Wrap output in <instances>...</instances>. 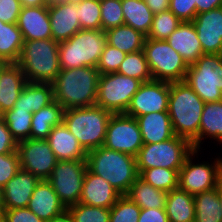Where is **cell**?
Masks as SVG:
<instances>
[{"label": "cell", "instance_id": "obj_1", "mask_svg": "<svg viewBox=\"0 0 222 222\" xmlns=\"http://www.w3.org/2000/svg\"><path fill=\"white\" fill-rule=\"evenodd\" d=\"M99 76L95 67L60 70L52 82L54 100L64 110L95 105Z\"/></svg>", "mask_w": 222, "mask_h": 222}, {"label": "cell", "instance_id": "obj_2", "mask_svg": "<svg viewBox=\"0 0 222 222\" xmlns=\"http://www.w3.org/2000/svg\"><path fill=\"white\" fill-rule=\"evenodd\" d=\"M87 168L126 195L139 177L136 157L104 146L87 152Z\"/></svg>", "mask_w": 222, "mask_h": 222}, {"label": "cell", "instance_id": "obj_3", "mask_svg": "<svg viewBox=\"0 0 222 222\" xmlns=\"http://www.w3.org/2000/svg\"><path fill=\"white\" fill-rule=\"evenodd\" d=\"M204 104L185 81L170 83L168 114L176 136L191 143L198 137Z\"/></svg>", "mask_w": 222, "mask_h": 222}, {"label": "cell", "instance_id": "obj_4", "mask_svg": "<svg viewBox=\"0 0 222 222\" xmlns=\"http://www.w3.org/2000/svg\"><path fill=\"white\" fill-rule=\"evenodd\" d=\"M59 43L54 39L24 41L17 64L27 82L52 83L60 72Z\"/></svg>", "mask_w": 222, "mask_h": 222}, {"label": "cell", "instance_id": "obj_5", "mask_svg": "<svg viewBox=\"0 0 222 222\" xmlns=\"http://www.w3.org/2000/svg\"><path fill=\"white\" fill-rule=\"evenodd\" d=\"M112 113L98 105L64 110L63 122L86 152L104 145Z\"/></svg>", "mask_w": 222, "mask_h": 222}, {"label": "cell", "instance_id": "obj_6", "mask_svg": "<svg viewBox=\"0 0 222 222\" xmlns=\"http://www.w3.org/2000/svg\"><path fill=\"white\" fill-rule=\"evenodd\" d=\"M106 44L107 36L103 30H79L67 41L59 43L61 70L85 66L96 68Z\"/></svg>", "mask_w": 222, "mask_h": 222}, {"label": "cell", "instance_id": "obj_7", "mask_svg": "<svg viewBox=\"0 0 222 222\" xmlns=\"http://www.w3.org/2000/svg\"><path fill=\"white\" fill-rule=\"evenodd\" d=\"M194 150L191 142L178 136L163 142L144 144L136 156L138 174L155 167L181 169Z\"/></svg>", "mask_w": 222, "mask_h": 222}, {"label": "cell", "instance_id": "obj_8", "mask_svg": "<svg viewBox=\"0 0 222 222\" xmlns=\"http://www.w3.org/2000/svg\"><path fill=\"white\" fill-rule=\"evenodd\" d=\"M143 51L153 80L169 83L185 80L189 65L166 40L146 38Z\"/></svg>", "mask_w": 222, "mask_h": 222}, {"label": "cell", "instance_id": "obj_9", "mask_svg": "<svg viewBox=\"0 0 222 222\" xmlns=\"http://www.w3.org/2000/svg\"><path fill=\"white\" fill-rule=\"evenodd\" d=\"M205 102L222 100V57L203 54L190 64L184 80Z\"/></svg>", "mask_w": 222, "mask_h": 222}, {"label": "cell", "instance_id": "obj_10", "mask_svg": "<svg viewBox=\"0 0 222 222\" xmlns=\"http://www.w3.org/2000/svg\"><path fill=\"white\" fill-rule=\"evenodd\" d=\"M142 82L117 72L100 74L96 105L112 114L125 113Z\"/></svg>", "mask_w": 222, "mask_h": 222}, {"label": "cell", "instance_id": "obj_11", "mask_svg": "<svg viewBox=\"0 0 222 222\" xmlns=\"http://www.w3.org/2000/svg\"><path fill=\"white\" fill-rule=\"evenodd\" d=\"M87 169L86 160L58 161L53 168L48 181L65 208L79 203Z\"/></svg>", "mask_w": 222, "mask_h": 222}, {"label": "cell", "instance_id": "obj_12", "mask_svg": "<svg viewBox=\"0 0 222 222\" xmlns=\"http://www.w3.org/2000/svg\"><path fill=\"white\" fill-rule=\"evenodd\" d=\"M198 152L194 150L187 157L178 177V187L192 195L216 188L222 178V158H216L211 165L205 161L195 164L192 160Z\"/></svg>", "mask_w": 222, "mask_h": 222}, {"label": "cell", "instance_id": "obj_13", "mask_svg": "<svg viewBox=\"0 0 222 222\" xmlns=\"http://www.w3.org/2000/svg\"><path fill=\"white\" fill-rule=\"evenodd\" d=\"M143 145L136 118L125 113L111 115L107 124L104 147L136 157Z\"/></svg>", "mask_w": 222, "mask_h": 222}, {"label": "cell", "instance_id": "obj_14", "mask_svg": "<svg viewBox=\"0 0 222 222\" xmlns=\"http://www.w3.org/2000/svg\"><path fill=\"white\" fill-rule=\"evenodd\" d=\"M20 169L31 172L39 180H48L58 160L46 139L20 141L17 146Z\"/></svg>", "mask_w": 222, "mask_h": 222}, {"label": "cell", "instance_id": "obj_15", "mask_svg": "<svg viewBox=\"0 0 222 222\" xmlns=\"http://www.w3.org/2000/svg\"><path fill=\"white\" fill-rule=\"evenodd\" d=\"M169 95V82L155 80L144 82L132 97L125 114L137 118L153 112L168 111Z\"/></svg>", "mask_w": 222, "mask_h": 222}, {"label": "cell", "instance_id": "obj_16", "mask_svg": "<svg viewBox=\"0 0 222 222\" xmlns=\"http://www.w3.org/2000/svg\"><path fill=\"white\" fill-rule=\"evenodd\" d=\"M39 181L31 172L20 169L1 188L0 210L27 207L35 186Z\"/></svg>", "mask_w": 222, "mask_h": 222}, {"label": "cell", "instance_id": "obj_17", "mask_svg": "<svg viewBox=\"0 0 222 222\" xmlns=\"http://www.w3.org/2000/svg\"><path fill=\"white\" fill-rule=\"evenodd\" d=\"M204 54H220L222 49V7L196 14L192 21Z\"/></svg>", "mask_w": 222, "mask_h": 222}, {"label": "cell", "instance_id": "obj_18", "mask_svg": "<svg viewBox=\"0 0 222 222\" xmlns=\"http://www.w3.org/2000/svg\"><path fill=\"white\" fill-rule=\"evenodd\" d=\"M52 39L60 43L67 41L81 30L77 4L59 2L48 5Z\"/></svg>", "mask_w": 222, "mask_h": 222}, {"label": "cell", "instance_id": "obj_19", "mask_svg": "<svg viewBox=\"0 0 222 222\" xmlns=\"http://www.w3.org/2000/svg\"><path fill=\"white\" fill-rule=\"evenodd\" d=\"M121 194L105 179L87 169L79 203L111 208Z\"/></svg>", "mask_w": 222, "mask_h": 222}, {"label": "cell", "instance_id": "obj_20", "mask_svg": "<svg viewBox=\"0 0 222 222\" xmlns=\"http://www.w3.org/2000/svg\"><path fill=\"white\" fill-rule=\"evenodd\" d=\"M17 26L24 41L52 38L48 5L22 7Z\"/></svg>", "mask_w": 222, "mask_h": 222}, {"label": "cell", "instance_id": "obj_21", "mask_svg": "<svg viewBox=\"0 0 222 222\" xmlns=\"http://www.w3.org/2000/svg\"><path fill=\"white\" fill-rule=\"evenodd\" d=\"M26 83L17 63H0V116L14 107Z\"/></svg>", "mask_w": 222, "mask_h": 222}, {"label": "cell", "instance_id": "obj_22", "mask_svg": "<svg viewBox=\"0 0 222 222\" xmlns=\"http://www.w3.org/2000/svg\"><path fill=\"white\" fill-rule=\"evenodd\" d=\"M27 207L45 222L66 210L48 180L37 183Z\"/></svg>", "mask_w": 222, "mask_h": 222}, {"label": "cell", "instance_id": "obj_23", "mask_svg": "<svg viewBox=\"0 0 222 222\" xmlns=\"http://www.w3.org/2000/svg\"><path fill=\"white\" fill-rule=\"evenodd\" d=\"M166 41L188 65L195 63L204 54L192 21L181 22Z\"/></svg>", "mask_w": 222, "mask_h": 222}, {"label": "cell", "instance_id": "obj_24", "mask_svg": "<svg viewBox=\"0 0 222 222\" xmlns=\"http://www.w3.org/2000/svg\"><path fill=\"white\" fill-rule=\"evenodd\" d=\"M46 140L58 161L87 159V152L64 122L53 127Z\"/></svg>", "mask_w": 222, "mask_h": 222}, {"label": "cell", "instance_id": "obj_25", "mask_svg": "<svg viewBox=\"0 0 222 222\" xmlns=\"http://www.w3.org/2000/svg\"><path fill=\"white\" fill-rule=\"evenodd\" d=\"M136 119L144 144L163 142L176 136L168 111L153 112Z\"/></svg>", "mask_w": 222, "mask_h": 222}, {"label": "cell", "instance_id": "obj_26", "mask_svg": "<svg viewBox=\"0 0 222 222\" xmlns=\"http://www.w3.org/2000/svg\"><path fill=\"white\" fill-rule=\"evenodd\" d=\"M54 101L52 83L27 82L13 108L36 113Z\"/></svg>", "mask_w": 222, "mask_h": 222}, {"label": "cell", "instance_id": "obj_27", "mask_svg": "<svg viewBox=\"0 0 222 222\" xmlns=\"http://www.w3.org/2000/svg\"><path fill=\"white\" fill-rule=\"evenodd\" d=\"M211 138L222 143V100L205 103L201 115L198 137L192 142L195 150H199L202 139Z\"/></svg>", "mask_w": 222, "mask_h": 222}, {"label": "cell", "instance_id": "obj_28", "mask_svg": "<svg viewBox=\"0 0 222 222\" xmlns=\"http://www.w3.org/2000/svg\"><path fill=\"white\" fill-rule=\"evenodd\" d=\"M165 211L169 222H194V195L179 187L168 192Z\"/></svg>", "mask_w": 222, "mask_h": 222}, {"label": "cell", "instance_id": "obj_29", "mask_svg": "<svg viewBox=\"0 0 222 222\" xmlns=\"http://www.w3.org/2000/svg\"><path fill=\"white\" fill-rule=\"evenodd\" d=\"M64 108L55 100L32 114L30 138L47 139L53 127L63 122Z\"/></svg>", "mask_w": 222, "mask_h": 222}, {"label": "cell", "instance_id": "obj_30", "mask_svg": "<svg viewBox=\"0 0 222 222\" xmlns=\"http://www.w3.org/2000/svg\"><path fill=\"white\" fill-rule=\"evenodd\" d=\"M168 192L155 188L138 177L126 194L141 209H165Z\"/></svg>", "mask_w": 222, "mask_h": 222}, {"label": "cell", "instance_id": "obj_31", "mask_svg": "<svg viewBox=\"0 0 222 222\" xmlns=\"http://www.w3.org/2000/svg\"><path fill=\"white\" fill-rule=\"evenodd\" d=\"M124 24L148 36L154 13L144 0H121Z\"/></svg>", "mask_w": 222, "mask_h": 222}, {"label": "cell", "instance_id": "obj_32", "mask_svg": "<svg viewBox=\"0 0 222 222\" xmlns=\"http://www.w3.org/2000/svg\"><path fill=\"white\" fill-rule=\"evenodd\" d=\"M107 44L129 54L143 50L146 36L130 26L121 25L105 31Z\"/></svg>", "mask_w": 222, "mask_h": 222}, {"label": "cell", "instance_id": "obj_33", "mask_svg": "<svg viewBox=\"0 0 222 222\" xmlns=\"http://www.w3.org/2000/svg\"><path fill=\"white\" fill-rule=\"evenodd\" d=\"M24 39L17 23H1L0 63H17Z\"/></svg>", "mask_w": 222, "mask_h": 222}, {"label": "cell", "instance_id": "obj_34", "mask_svg": "<svg viewBox=\"0 0 222 222\" xmlns=\"http://www.w3.org/2000/svg\"><path fill=\"white\" fill-rule=\"evenodd\" d=\"M194 222H222V208L217 189L194 195Z\"/></svg>", "mask_w": 222, "mask_h": 222}, {"label": "cell", "instance_id": "obj_35", "mask_svg": "<svg viewBox=\"0 0 222 222\" xmlns=\"http://www.w3.org/2000/svg\"><path fill=\"white\" fill-rule=\"evenodd\" d=\"M32 114L27 110L12 108L1 115L17 143L30 138Z\"/></svg>", "mask_w": 222, "mask_h": 222}, {"label": "cell", "instance_id": "obj_36", "mask_svg": "<svg viewBox=\"0 0 222 222\" xmlns=\"http://www.w3.org/2000/svg\"><path fill=\"white\" fill-rule=\"evenodd\" d=\"M117 73L136 78L142 83L153 80L143 50L127 54Z\"/></svg>", "mask_w": 222, "mask_h": 222}, {"label": "cell", "instance_id": "obj_37", "mask_svg": "<svg viewBox=\"0 0 222 222\" xmlns=\"http://www.w3.org/2000/svg\"><path fill=\"white\" fill-rule=\"evenodd\" d=\"M179 170L155 167L143 170L139 177L157 189L170 192L178 188Z\"/></svg>", "mask_w": 222, "mask_h": 222}, {"label": "cell", "instance_id": "obj_38", "mask_svg": "<svg viewBox=\"0 0 222 222\" xmlns=\"http://www.w3.org/2000/svg\"><path fill=\"white\" fill-rule=\"evenodd\" d=\"M181 22L170 10L154 14L152 26L146 38L166 40Z\"/></svg>", "mask_w": 222, "mask_h": 222}, {"label": "cell", "instance_id": "obj_39", "mask_svg": "<svg viewBox=\"0 0 222 222\" xmlns=\"http://www.w3.org/2000/svg\"><path fill=\"white\" fill-rule=\"evenodd\" d=\"M66 210L70 213L73 222H109L110 219V208L77 203Z\"/></svg>", "mask_w": 222, "mask_h": 222}, {"label": "cell", "instance_id": "obj_40", "mask_svg": "<svg viewBox=\"0 0 222 222\" xmlns=\"http://www.w3.org/2000/svg\"><path fill=\"white\" fill-rule=\"evenodd\" d=\"M81 29L101 30L100 0H84L77 4Z\"/></svg>", "mask_w": 222, "mask_h": 222}, {"label": "cell", "instance_id": "obj_41", "mask_svg": "<svg viewBox=\"0 0 222 222\" xmlns=\"http://www.w3.org/2000/svg\"><path fill=\"white\" fill-rule=\"evenodd\" d=\"M141 208L128 196L121 195L110 208L109 222H138Z\"/></svg>", "mask_w": 222, "mask_h": 222}, {"label": "cell", "instance_id": "obj_42", "mask_svg": "<svg viewBox=\"0 0 222 222\" xmlns=\"http://www.w3.org/2000/svg\"><path fill=\"white\" fill-rule=\"evenodd\" d=\"M101 30L124 25L121 0H100Z\"/></svg>", "mask_w": 222, "mask_h": 222}, {"label": "cell", "instance_id": "obj_43", "mask_svg": "<svg viewBox=\"0 0 222 222\" xmlns=\"http://www.w3.org/2000/svg\"><path fill=\"white\" fill-rule=\"evenodd\" d=\"M126 55L116 47L106 44L96 68L100 74L115 73Z\"/></svg>", "mask_w": 222, "mask_h": 222}, {"label": "cell", "instance_id": "obj_44", "mask_svg": "<svg viewBox=\"0 0 222 222\" xmlns=\"http://www.w3.org/2000/svg\"><path fill=\"white\" fill-rule=\"evenodd\" d=\"M20 170V159L18 151L9 154H0V188Z\"/></svg>", "mask_w": 222, "mask_h": 222}, {"label": "cell", "instance_id": "obj_45", "mask_svg": "<svg viewBox=\"0 0 222 222\" xmlns=\"http://www.w3.org/2000/svg\"><path fill=\"white\" fill-rule=\"evenodd\" d=\"M196 1L197 0H170L169 10L182 22L193 21L197 14Z\"/></svg>", "mask_w": 222, "mask_h": 222}, {"label": "cell", "instance_id": "obj_46", "mask_svg": "<svg viewBox=\"0 0 222 222\" xmlns=\"http://www.w3.org/2000/svg\"><path fill=\"white\" fill-rule=\"evenodd\" d=\"M7 222H45L37 217L28 207L1 210Z\"/></svg>", "mask_w": 222, "mask_h": 222}, {"label": "cell", "instance_id": "obj_47", "mask_svg": "<svg viewBox=\"0 0 222 222\" xmlns=\"http://www.w3.org/2000/svg\"><path fill=\"white\" fill-rule=\"evenodd\" d=\"M21 8L18 0H0V20L4 23H17Z\"/></svg>", "mask_w": 222, "mask_h": 222}, {"label": "cell", "instance_id": "obj_48", "mask_svg": "<svg viewBox=\"0 0 222 222\" xmlns=\"http://www.w3.org/2000/svg\"><path fill=\"white\" fill-rule=\"evenodd\" d=\"M18 143L10 133L7 124L0 116V154H9L17 150Z\"/></svg>", "mask_w": 222, "mask_h": 222}, {"label": "cell", "instance_id": "obj_49", "mask_svg": "<svg viewBox=\"0 0 222 222\" xmlns=\"http://www.w3.org/2000/svg\"><path fill=\"white\" fill-rule=\"evenodd\" d=\"M138 222H169L165 209H141Z\"/></svg>", "mask_w": 222, "mask_h": 222}, {"label": "cell", "instance_id": "obj_50", "mask_svg": "<svg viewBox=\"0 0 222 222\" xmlns=\"http://www.w3.org/2000/svg\"><path fill=\"white\" fill-rule=\"evenodd\" d=\"M197 14L222 7V0H197L195 2Z\"/></svg>", "mask_w": 222, "mask_h": 222}, {"label": "cell", "instance_id": "obj_51", "mask_svg": "<svg viewBox=\"0 0 222 222\" xmlns=\"http://www.w3.org/2000/svg\"><path fill=\"white\" fill-rule=\"evenodd\" d=\"M144 1L154 14L169 10L170 0H144Z\"/></svg>", "mask_w": 222, "mask_h": 222}, {"label": "cell", "instance_id": "obj_52", "mask_svg": "<svg viewBox=\"0 0 222 222\" xmlns=\"http://www.w3.org/2000/svg\"><path fill=\"white\" fill-rule=\"evenodd\" d=\"M22 7L45 6L48 5L46 0H18Z\"/></svg>", "mask_w": 222, "mask_h": 222}, {"label": "cell", "instance_id": "obj_53", "mask_svg": "<svg viewBox=\"0 0 222 222\" xmlns=\"http://www.w3.org/2000/svg\"><path fill=\"white\" fill-rule=\"evenodd\" d=\"M46 222H73V221L70 213L67 210H65L62 214L53 217L52 219Z\"/></svg>", "mask_w": 222, "mask_h": 222}, {"label": "cell", "instance_id": "obj_54", "mask_svg": "<svg viewBox=\"0 0 222 222\" xmlns=\"http://www.w3.org/2000/svg\"><path fill=\"white\" fill-rule=\"evenodd\" d=\"M216 189L218 192V196H219L221 208H222V178L219 180Z\"/></svg>", "mask_w": 222, "mask_h": 222}, {"label": "cell", "instance_id": "obj_55", "mask_svg": "<svg viewBox=\"0 0 222 222\" xmlns=\"http://www.w3.org/2000/svg\"><path fill=\"white\" fill-rule=\"evenodd\" d=\"M83 1L84 0H64V2L71 3V4H78V3H81Z\"/></svg>", "mask_w": 222, "mask_h": 222}, {"label": "cell", "instance_id": "obj_56", "mask_svg": "<svg viewBox=\"0 0 222 222\" xmlns=\"http://www.w3.org/2000/svg\"><path fill=\"white\" fill-rule=\"evenodd\" d=\"M48 5L53 4V3H59V2H64V0H46Z\"/></svg>", "mask_w": 222, "mask_h": 222}, {"label": "cell", "instance_id": "obj_57", "mask_svg": "<svg viewBox=\"0 0 222 222\" xmlns=\"http://www.w3.org/2000/svg\"><path fill=\"white\" fill-rule=\"evenodd\" d=\"M0 222H7L2 214H0Z\"/></svg>", "mask_w": 222, "mask_h": 222}]
</instances>
